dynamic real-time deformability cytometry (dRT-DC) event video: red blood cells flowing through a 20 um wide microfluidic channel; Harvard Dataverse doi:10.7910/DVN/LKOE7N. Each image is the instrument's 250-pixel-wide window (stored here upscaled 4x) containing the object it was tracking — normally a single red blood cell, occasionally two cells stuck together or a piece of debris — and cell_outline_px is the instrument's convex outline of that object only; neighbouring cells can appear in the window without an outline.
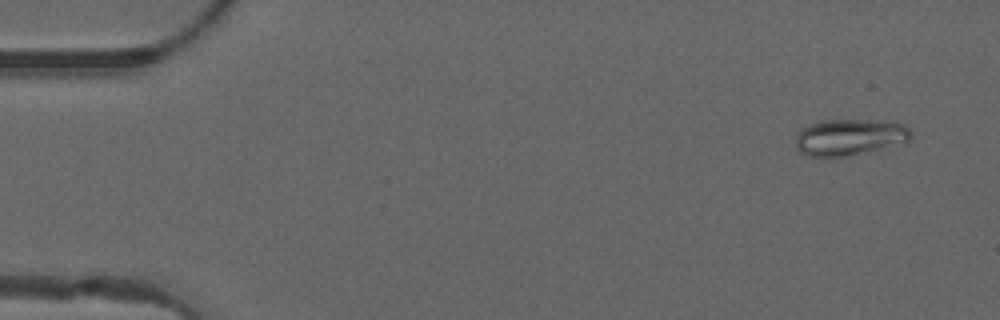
{"species": "common noctule bat (a hibernating species)", "species_latin": "Nyctalus noctula", "temperature_condition": "warm", "stored_images_in_passage": 50, "camera_frame_rate_fps": 3000, "um_per_image_px": 0.085, "animal": {"sex": "male", "forearm_length_mm": 52.5}, "frame": {"image": 1, "passage_image": 3, "time_ms": 0.667, "image_size_px": [1000, 320], "cell_outline_px": [[912, 136], [908, 140], [828, 160], [808, 156], [800, 152], [796, 148], [796, 132], [800, 128], [808, 124], [820, 120], [868, 120], [904, 124], [912, 128]], "centroid_in_image_um": [72.08, 11.66], "position_along_channel_um": 12.9, "area_um2": 24.51}}
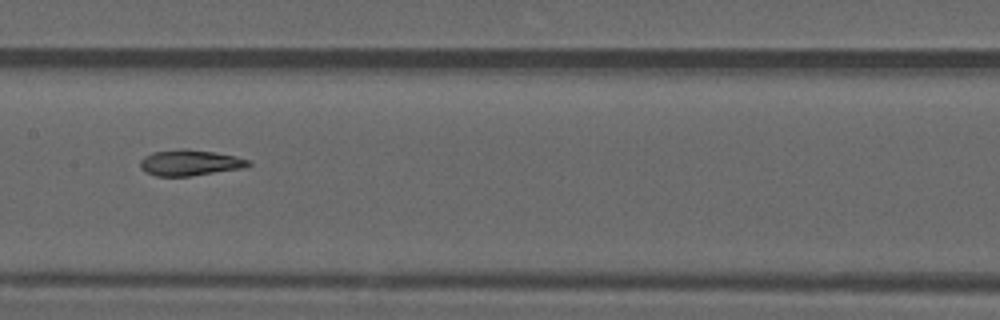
{"frame": {"image": 2, "passage_image": 25, "time_ms": 8.0, "image_size_px": [1000, 320], "cell_outline_px": [[252, 164], [248, 168], [192, 176], [156, 176], [144, 172], [140, 168], [140, 160], [144, 156], [152, 152], [184, 148], [188, 148], [216, 152], [236, 156], [252, 160]], "centroid_in_image_um": [16.2, 13.83], "position_along_channel_um": 191.2, "area_um2": 16.88}}
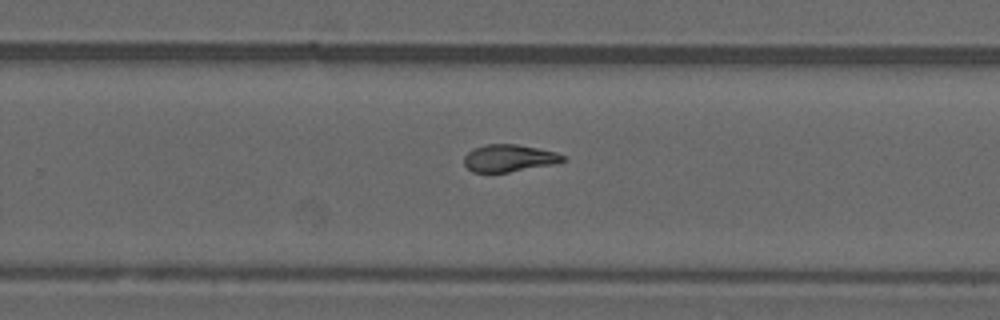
{"frame": {"image": 3, "passage_image": 32, "time_ms": 10.333, "image_size_px": [1000, 320], "cell_outline_px": [[568, 160], [556, 164], [508, 172], [472, 172], [464, 164], [464, 156], [472, 148], [484, 144], [516, 144], [556, 152], [568, 156]], "centroid_in_image_um": [43.31, 13.44], "position_along_channel_um": 286.5, "area_um2": 15.9}, "authors_computed_cell_mechanics": {"area_um2": 16.9643, "velocity_mm_per_s": 4.1023, "shape_relaxation_time_tau1_ms": null, "shape_relaxation_time_tau2_ms": 2.6716, "deformation_change_tau1": null, "deformation_change_tau2": 0.0926}}